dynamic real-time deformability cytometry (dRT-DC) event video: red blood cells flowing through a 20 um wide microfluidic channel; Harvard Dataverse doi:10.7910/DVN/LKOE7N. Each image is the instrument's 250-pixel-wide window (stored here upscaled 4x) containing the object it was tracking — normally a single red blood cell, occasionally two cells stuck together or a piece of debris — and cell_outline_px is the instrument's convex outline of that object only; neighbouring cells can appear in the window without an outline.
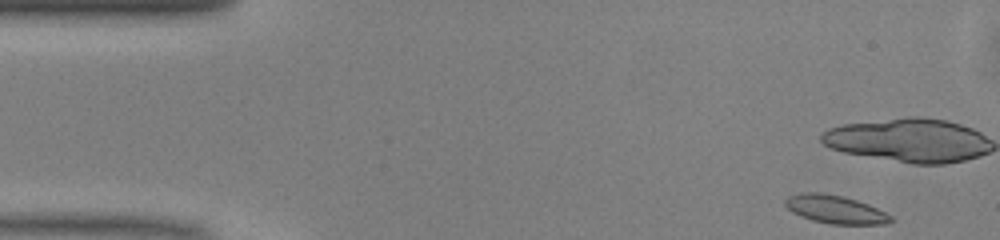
{"species": "common noctule bat (a hibernating species)", "species_latin": "Nyctalus noctula", "temperature_condition": "warm", "stored_images_in_passage": 10, "camera_frame_rate_fps": 3000, "um_per_image_px": 0.085, "animal": {"sex": "male", "body_mass_g": 13.0, "forearm_length_mm": 53.1}, "frame": {"image": 1, "passage_image": 1, "time_ms": 0.0, "image_size_px": [1000, 240], "cell_outline_px": [[892, 220], [888, 224], [832, 224], [812, 220], [800, 216], [792, 212], [784, 204], [784, 200], [788, 196], [804, 192], [820, 192], [840, 196], [856, 200], [868, 204], [892, 216]], "centroid_in_image_um": [70.97, 17.8], "position_along_channel_um": 14.0, "area_um2": 17.22}}